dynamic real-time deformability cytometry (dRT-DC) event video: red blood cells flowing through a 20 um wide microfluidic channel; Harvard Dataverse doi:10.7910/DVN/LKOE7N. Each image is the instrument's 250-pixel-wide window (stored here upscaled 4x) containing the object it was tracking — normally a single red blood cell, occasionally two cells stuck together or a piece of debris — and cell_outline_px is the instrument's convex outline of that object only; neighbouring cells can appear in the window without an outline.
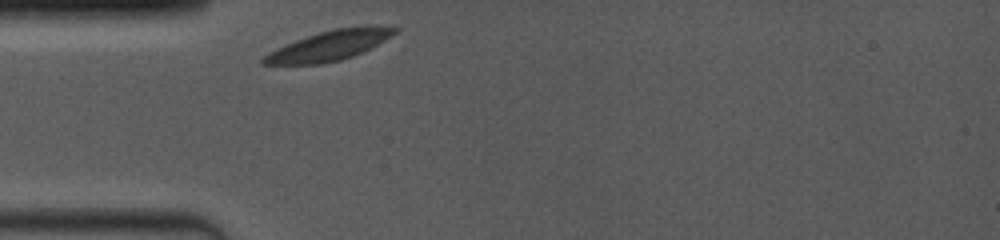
{"species": "common noctule bat (a hibernating species)", "species_latin": "Nyctalus noctula", "temperature_condition": "room temperature", "stored_images_in_passage": 24, "camera_frame_rate_fps": 4000, "um_per_image_px": 0.085, "animal": {"sex": "female", "body_mass_g": 19.0, "forearm_length_mm": 53.3}, "frame": {"image": 1, "passage_image": 1, "time_ms": 0.0, "image_size_px": [1000, 240], "cell_outline_px": [[400, 28], [392, 36], [352, 56], [340, 60], [320, 64], [260, 64], [260, 60], [268, 52], [276, 48], [296, 40], [320, 32], [336, 28]], "centroid_in_image_um": [27.85, 3.92], "position_along_channel_um": 57.1, "area_um2": 21.73}}
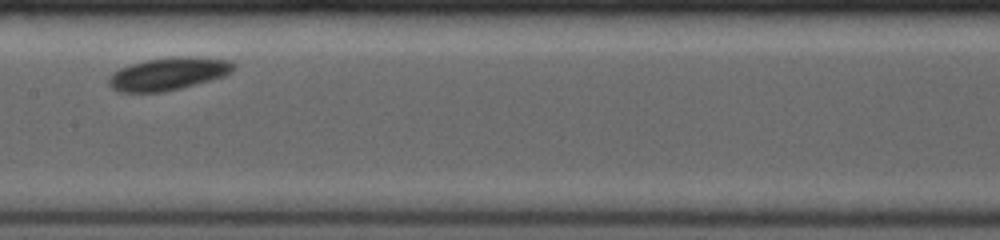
{"frame": {"image": 2, "passage_image": 10, "time_ms": 3.75, "image_size_px": [1000, 240], "cell_outline_px": [[236, 68], [232, 72], [224, 76], [196, 84], [164, 92], [120, 92], [112, 88], [108, 84], [108, 76], [112, 72], [120, 68], [144, 60], [168, 56], [196, 56], [232, 60], [236, 64]], "centroid_in_image_um": [14.33, 6.25], "position_along_channel_um": 193.1, "area_um2": 24.22}}
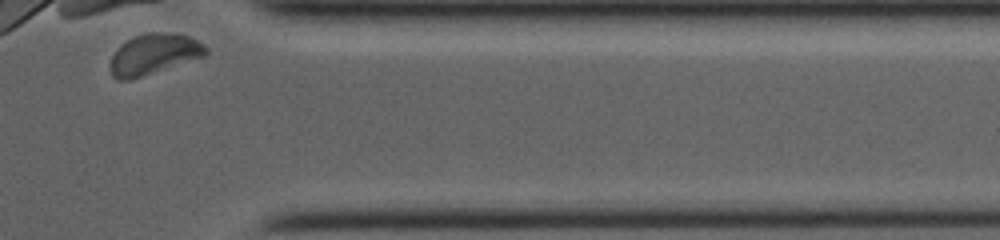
{"frame": {"image": 3, "passage_image": 24, "time_ms": 9.25, "image_size_px": [1000, 240], "cell_outline_px": [[208, 52], [204, 56], [128, 80], [116, 80], [112, 76], [108, 68], [108, 64], [112, 56], [120, 44], [144, 32], [168, 32], [188, 36], [204, 44], [208, 48]], "centroid_in_image_um": [13.03, 4.59], "position_along_channel_um": 398.4, "area_um2": 22.54}, "authors_computed_cell_mechanics": {"area_um2": 22.5131, "velocity_mm_per_s": 3.7592, "shape_relaxation_time_tau1_ms": 3.6489, "shape_relaxation_time_tau2_ms": 4.61, "deformation_change_tau1": 0.0922, "deformation_change_tau2": 0.0755}}